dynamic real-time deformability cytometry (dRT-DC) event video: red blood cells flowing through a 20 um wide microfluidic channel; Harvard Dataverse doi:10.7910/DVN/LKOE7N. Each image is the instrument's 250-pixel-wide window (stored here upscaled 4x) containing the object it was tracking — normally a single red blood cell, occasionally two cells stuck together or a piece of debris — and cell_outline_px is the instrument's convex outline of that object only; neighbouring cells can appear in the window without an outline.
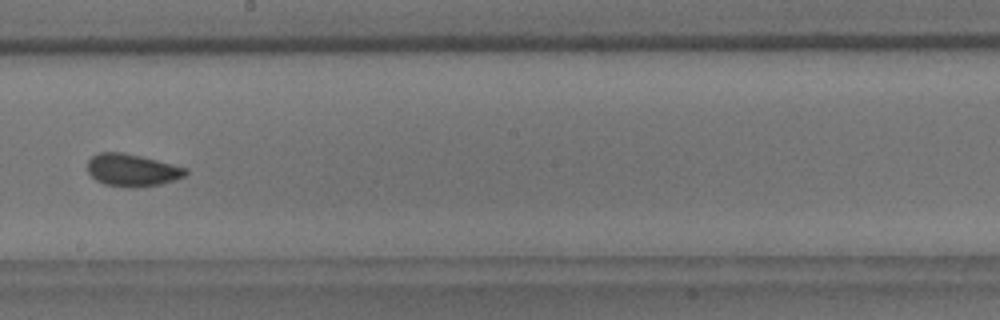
{"species": "common noctule bat (a hibernating species)", "species_latin": "Nyctalus noctula", "temperature_condition": "room temperature", "stored_images_in_passage": 9, "camera_frame_rate_fps": 3000, "um_per_image_px": 0.085, "animal": {"sex": "male", "body_mass_g": 18.8}, "frame": {"image": 1, "passage_image": 9, "time_ms": 10.0, "image_size_px": [1000, 320], "cell_outline_px": [[188, 172], [184, 176], [160, 184], [136, 188], [132, 188], [104, 184], [96, 180], [88, 172], [88, 160], [92, 156], [100, 152], [124, 152], [188, 168]], "centroid_in_image_um": [11.22, 14.46], "position_along_channel_um": 237.0, "area_um2": 18.44}}